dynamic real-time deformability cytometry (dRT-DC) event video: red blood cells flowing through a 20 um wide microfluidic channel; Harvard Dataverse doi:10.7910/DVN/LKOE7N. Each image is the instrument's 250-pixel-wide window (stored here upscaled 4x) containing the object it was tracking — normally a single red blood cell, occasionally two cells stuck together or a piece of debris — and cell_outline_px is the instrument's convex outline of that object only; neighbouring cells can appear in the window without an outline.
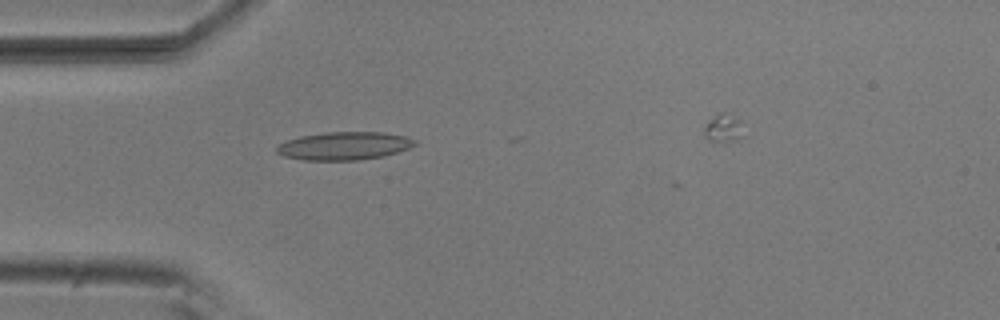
{"species": "common noctule bat (a hibernating species)", "species_latin": "Nyctalus noctula", "temperature_condition": "room temperature", "stored_images_in_passage": 5, "camera_frame_rate_fps": 3000, "um_per_image_px": 0.085, "animal": {"sex": "male", "body_mass_g": 20.5, "forearm_length_mm": 52.5}, "frame": {"image": 1, "passage_image": 5, "time_ms": 1.333, "image_size_px": [1000, 320], "cell_outline_px": [[416, 144], [408, 148], [384, 156], [360, 160], [304, 160], [284, 156], [276, 152], [276, 148], [280, 144], [288, 140], [300, 136], [324, 132], [384, 132], [404, 136], [416, 140]], "centroid_in_image_um": [29.25, 12.4], "position_along_channel_um": 55.7, "area_um2": 22.48}}